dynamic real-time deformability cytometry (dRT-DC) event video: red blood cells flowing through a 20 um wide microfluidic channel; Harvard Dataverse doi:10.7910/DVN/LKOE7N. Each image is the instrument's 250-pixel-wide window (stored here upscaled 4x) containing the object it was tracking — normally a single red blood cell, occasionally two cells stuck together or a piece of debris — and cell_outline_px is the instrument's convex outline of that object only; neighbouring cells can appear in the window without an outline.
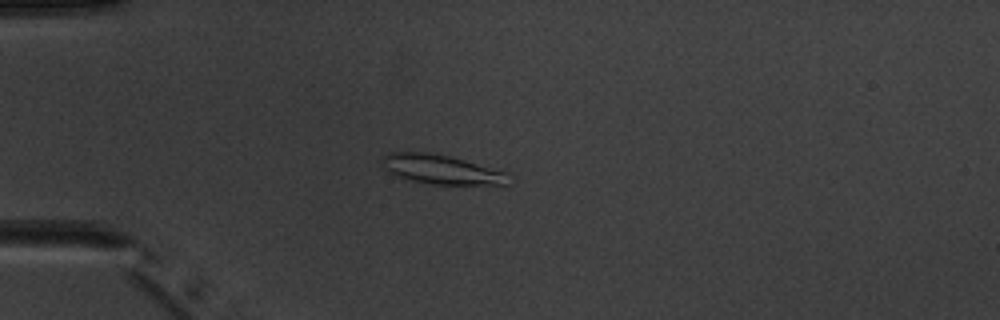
{"species": "common noctule bat (a hibernating species)", "species_latin": "Nyctalus noctula", "temperature_condition": "warm", "stored_images_in_passage": 6, "camera_frame_rate_fps": 3000, "um_per_image_px": 0.085, "animal": {"sex": "male", "body_mass_g": 20.1, "forearm_length_mm": 53.5}, "frame": {"image": 1, "passage_image": 4, "time_ms": 3.333, "image_size_px": [1000, 320], "cell_outline_px": [[508, 184], [432, 184], [412, 180], [388, 172], [384, 168], [384, 156], [388, 152], [428, 152], [448, 156], [508, 172]], "centroid_in_image_um": [37.52, 14.39], "position_along_channel_um": 47.5, "area_um2": 21.04}}
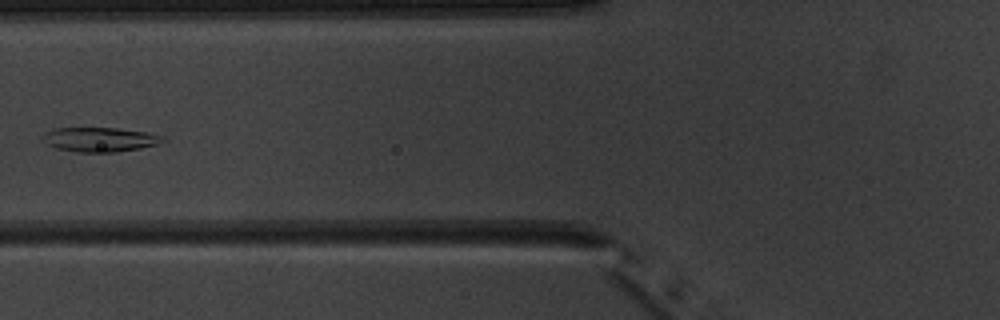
{"frame": {"image": 2, "passage_image": 6, "time_ms": 5.667, "image_size_px": [1000, 320], "cell_outline_px": [[168, 140], [156, 144], [140, 148], [116, 152], [76, 152], [56, 148], [48, 144], [40, 136], [44, 132], [56, 128], [116, 128], [148, 132], [164, 136]], "centroid_in_image_um": [8.5, 11.85], "position_along_channel_um": 117.3, "area_um2": 17.17}}